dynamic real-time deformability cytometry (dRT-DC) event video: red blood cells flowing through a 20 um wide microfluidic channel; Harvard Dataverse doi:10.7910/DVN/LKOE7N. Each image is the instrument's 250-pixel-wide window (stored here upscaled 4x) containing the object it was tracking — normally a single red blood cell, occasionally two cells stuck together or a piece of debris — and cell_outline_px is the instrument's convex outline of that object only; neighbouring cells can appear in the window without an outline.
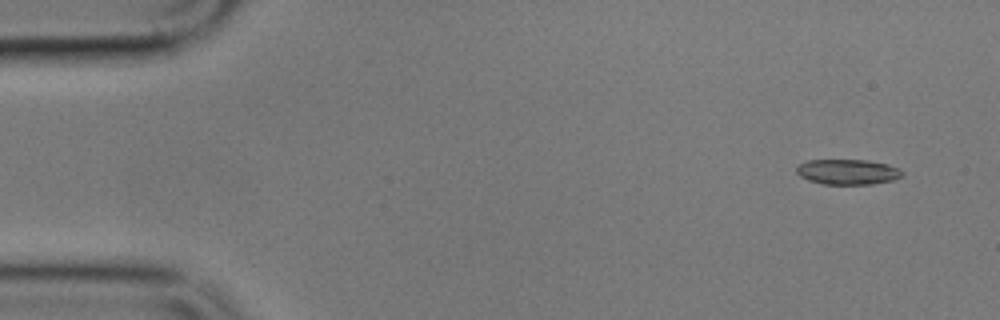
{"species": "common noctule bat (a hibernating species)", "species_latin": "Nyctalus noctula", "temperature_condition": "cold", "stored_images_in_passage": 4, "camera_frame_rate_fps": 3000, "um_per_image_px": 0.085, "animal": {"sex": "male", "body_mass_g": 17.9}, "frame": {"image": 1, "passage_image": 1, "time_ms": 0.0, "image_size_px": [1000, 320], "cell_outline_px": [[904, 176], [892, 180], [872, 184], [824, 184], [808, 180], [800, 176], [796, 172], [796, 168], [800, 164], [808, 160], [868, 160], [888, 164], [900, 168], [904, 172]], "centroid_in_image_um": [72.09, 14.6], "position_along_channel_um": 12.9, "area_um2": 15.66}}
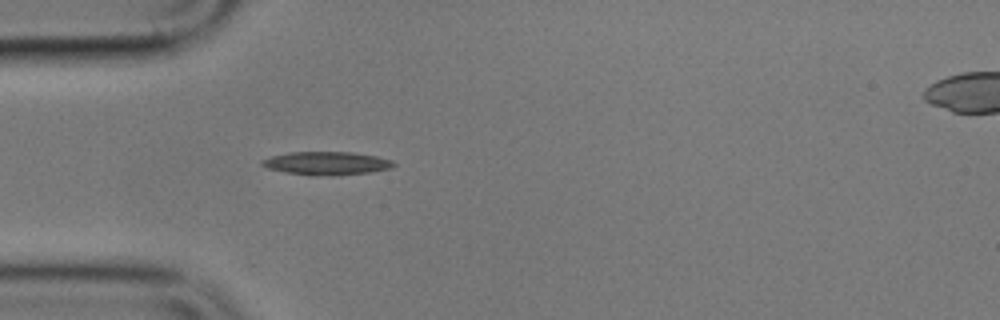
{"frame": {"image": 2, "passage_image": 4, "time_ms": 4.333, "image_size_px": [1000, 320], "cell_outline_px": [[396, 164], [392, 168], [368, 172], [332, 176], [308, 176], [268, 168], [260, 164], [260, 160], [272, 156], [288, 152], [352, 152], [376, 156], [392, 160]], "centroid_in_image_um": [27.76, 13.88], "position_along_channel_um": 57.2, "area_um2": 17.92}}